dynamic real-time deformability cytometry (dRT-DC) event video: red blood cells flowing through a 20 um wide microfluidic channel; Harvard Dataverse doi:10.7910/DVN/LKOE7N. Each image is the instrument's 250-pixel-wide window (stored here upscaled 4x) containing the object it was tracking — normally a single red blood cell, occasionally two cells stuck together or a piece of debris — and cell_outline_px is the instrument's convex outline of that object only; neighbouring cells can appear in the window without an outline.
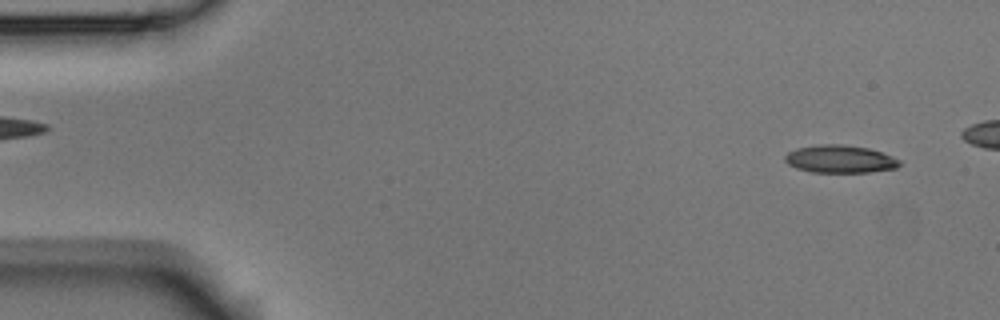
{"species": "Egyptian fruit bat (a non-hibernating species)", "species_latin": "Rousettus aegyptiacus", "temperature_condition": "room temperature", "stored_images_in_passage": 46, "camera_frame_rate_fps": 3000, "um_per_image_px": 0.085, "animal": {"sex": "male"}, "frame": {"image": 1, "passage_image": 2, "time_ms": 0.333, "image_size_px": [1000, 320], "cell_outline_px": [[900, 164], [896, 168], [872, 172], [812, 172], [796, 168], [788, 164], [784, 160], [784, 156], [788, 152], [796, 148], [820, 144], [840, 144], [868, 148], [892, 156], [900, 160]], "centroid_in_image_um": [71.38, 13.52], "position_along_channel_um": 13.6, "area_um2": 18.5}}
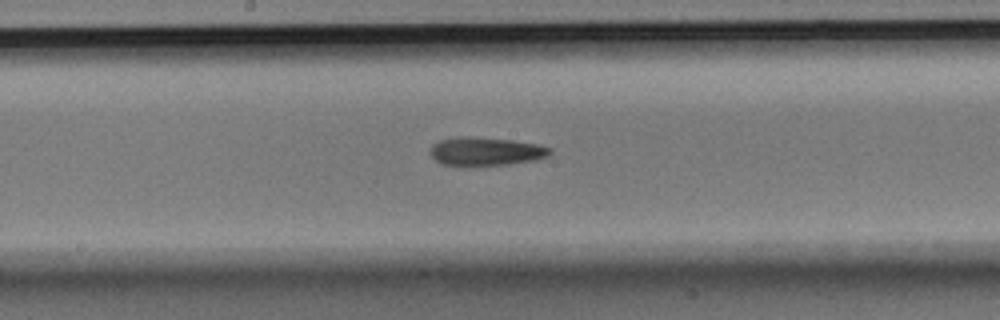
{"frame": {"image": 2, "passage_image": 26, "time_ms": 8.333, "image_size_px": [1000, 320], "cell_outline_px": [[552, 152], [548, 156], [536, 160], [508, 164], [444, 164], [436, 160], [432, 156], [432, 144], [440, 140], [512, 140], [536, 144], [552, 148]], "centroid_in_image_um": [41.43, 12.91], "position_along_channel_um": 206.8, "area_um2": 18.15}}
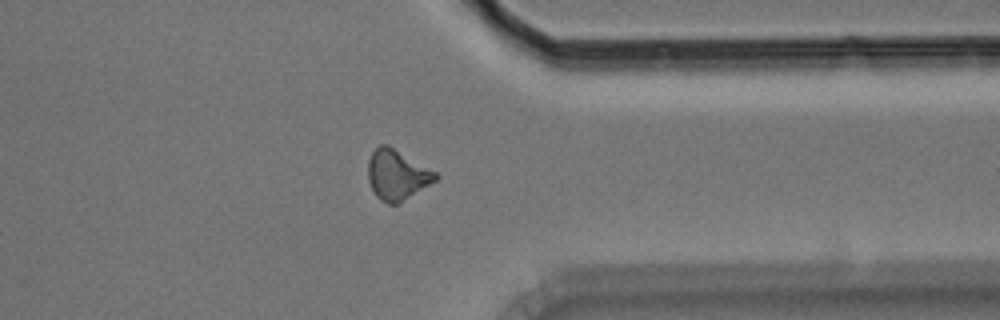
{"frame": {"image": 3, "passage_image": 40, "time_ms": 13.0, "image_size_px": [1000, 320], "cell_outline_px": [[440, 176], [436, 180], [396, 204], [388, 204], [380, 200], [376, 196], [368, 180], [368, 160], [372, 152], [380, 144], [388, 144], [440, 172]], "centroid_in_image_um": [33.77, 14.82], "position_along_channel_um": 377.6, "area_um2": 19.94}, "authors_computed_cell_mechanics": {"area_um2": 19.1607, "velocity_mm_per_s": 3.7872, "shape_relaxation_time_tau1_ms": 10.1466, "shape_relaxation_time_tau2_ms": 8.9099, "deformation_change_tau1": 0.2095, "deformation_change_tau2": 0.2074}}